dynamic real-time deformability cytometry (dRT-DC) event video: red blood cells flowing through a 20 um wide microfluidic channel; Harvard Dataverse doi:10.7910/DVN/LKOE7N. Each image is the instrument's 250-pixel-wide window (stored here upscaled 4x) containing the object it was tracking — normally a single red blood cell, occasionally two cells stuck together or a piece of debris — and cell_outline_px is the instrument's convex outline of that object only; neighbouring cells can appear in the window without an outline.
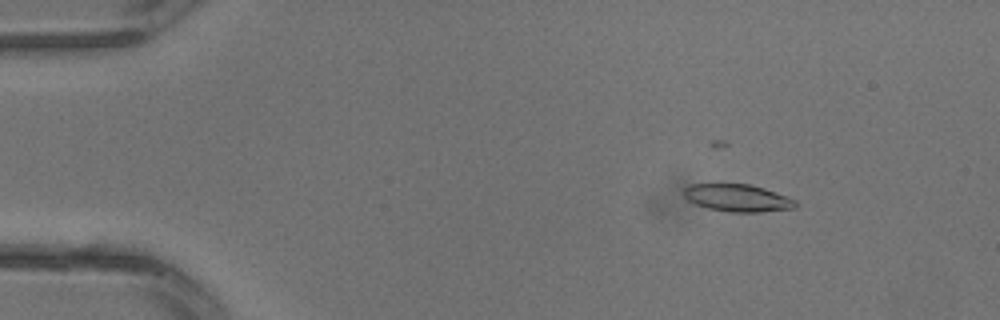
{"species": "common noctule bat (a hibernating species)", "species_latin": "Nyctalus noctula", "temperature_condition": "warm", "stored_images_in_passage": 2, "camera_frame_rate_fps": 3000, "um_per_image_px": 0.085, "animal": {"sex": "male", "body_mass_g": 13.3}, "frame": {"image": 1, "passage_image": 1, "time_ms": 0.0, "image_size_px": [1000, 320], "cell_outline_px": [[796, 208], [760, 212], [728, 212], [708, 208], [696, 204], [688, 200], [684, 196], [684, 188], [692, 184], [748, 184], [764, 188], [788, 196], [796, 200]], "centroid_in_image_um": [62.71, 16.83], "position_along_channel_um": 22.3, "area_um2": 17.8}}